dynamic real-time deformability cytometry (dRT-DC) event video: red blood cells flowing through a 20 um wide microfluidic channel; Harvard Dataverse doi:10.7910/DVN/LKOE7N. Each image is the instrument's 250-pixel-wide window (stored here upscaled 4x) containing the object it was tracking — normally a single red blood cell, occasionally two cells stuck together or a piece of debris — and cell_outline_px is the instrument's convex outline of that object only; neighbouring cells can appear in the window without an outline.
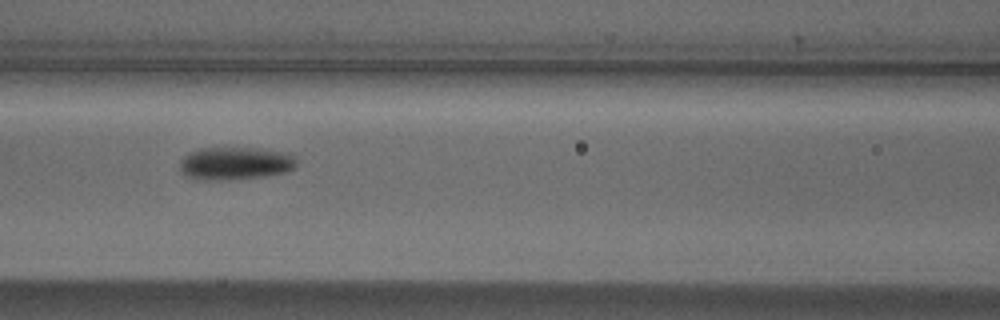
{"species": "Egyptian fruit bat (a non-hibernating species)", "species_latin": "Rousettus aegyptiacus", "temperature_condition": "cold", "stored_images_in_passage": 9, "camera_frame_rate_fps": 3000, "um_per_image_px": 0.085, "animal": {"sex": "male"}, "frame": {"image": 1, "passage_image": 6, "time_ms": 1.667, "image_size_px": [1000, 320], "cell_outline_px": [[296, 164], [292, 168], [284, 172], [264, 176], [220, 180], [196, 180], [184, 176], [180, 172], [180, 160], [188, 152], [200, 148], [260, 148], [292, 152], [296, 156]], "centroid_in_image_um": [19.97, 13.87], "position_along_channel_um": 146.6, "area_um2": 22.72}}
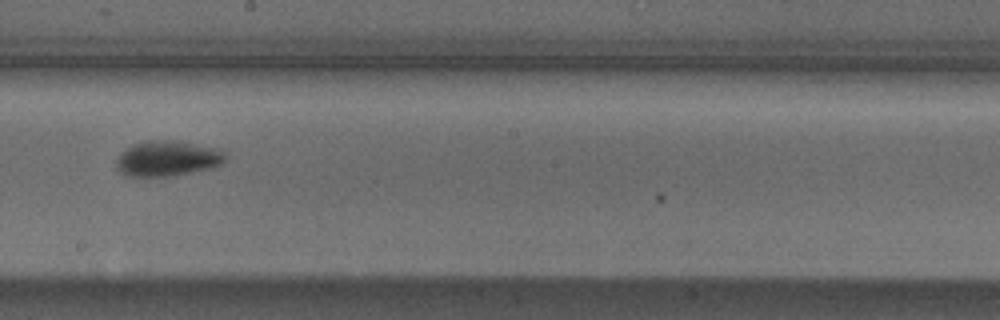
{"frame": {"image": 2, "passage_image": 8, "time_ms": 2.333, "image_size_px": [1000, 320], "cell_outline_px": [[228, 156], [220, 164], [208, 168], [168, 176], [124, 176], [116, 168], [116, 160], [132, 144], [144, 140], [172, 140], [220, 148]], "centroid_in_image_um": [14.22, 13.45], "position_along_channel_um": 234.0, "area_um2": 22.31}}
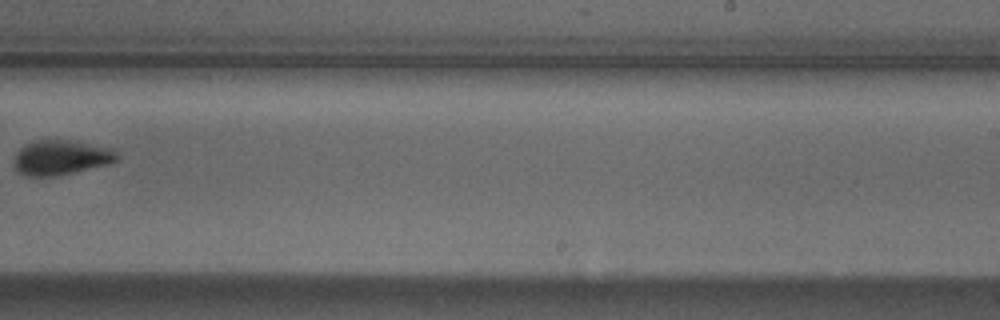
{"frame": {"image": 3, "passage_image": 9, "time_ms": 2.667, "image_size_px": [1000, 320], "cell_outline_px": [[120, 156], [116, 160], [108, 164], [56, 176], [24, 176], [16, 172], [12, 164], [12, 160], [16, 152], [24, 144], [36, 140], [68, 140], [112, 148]], "centroid_in_image_um": [5.11, 13.39], "position_along_channel_um": 283.9, "area_um2": 21.1}}